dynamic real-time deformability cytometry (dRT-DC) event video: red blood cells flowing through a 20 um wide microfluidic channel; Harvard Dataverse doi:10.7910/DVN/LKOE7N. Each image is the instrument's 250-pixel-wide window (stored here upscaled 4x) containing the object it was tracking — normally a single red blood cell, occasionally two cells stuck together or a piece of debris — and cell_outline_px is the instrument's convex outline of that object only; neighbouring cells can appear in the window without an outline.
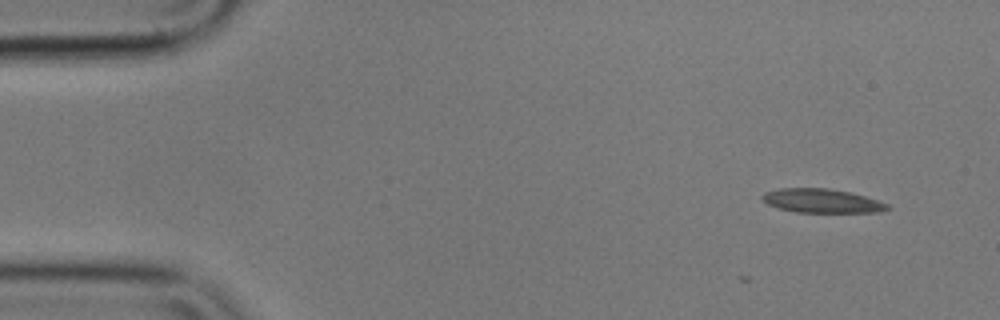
{"species": "common noctule bat (a hibernating species)", "species_latin": "Nyctalus noctula", "temperature_condition": "cold", "stored_images_in_passage": 2, "camera_frame_rate_fps": 3000, "um_per_image_px": 0.085, "animal": {"sex": "male", "body_mass_g": 17.9}, "frame": {"image": 1, "passage_image": 2, "time_ms": 0.333, "image_size_px": [1000, 320], "cell_outline_px": [[892, 208], [880, 212], [796, 212], [780, 208], [768, 204], [760, 196], [764, 192], [780, 188], [828, 188], [848, 192], [864, 196], [888, 204]], "centroid_in_image_um": [69.85, 17.07], "position_along_channel_um": 15.1, "area_um2": 17.28}}